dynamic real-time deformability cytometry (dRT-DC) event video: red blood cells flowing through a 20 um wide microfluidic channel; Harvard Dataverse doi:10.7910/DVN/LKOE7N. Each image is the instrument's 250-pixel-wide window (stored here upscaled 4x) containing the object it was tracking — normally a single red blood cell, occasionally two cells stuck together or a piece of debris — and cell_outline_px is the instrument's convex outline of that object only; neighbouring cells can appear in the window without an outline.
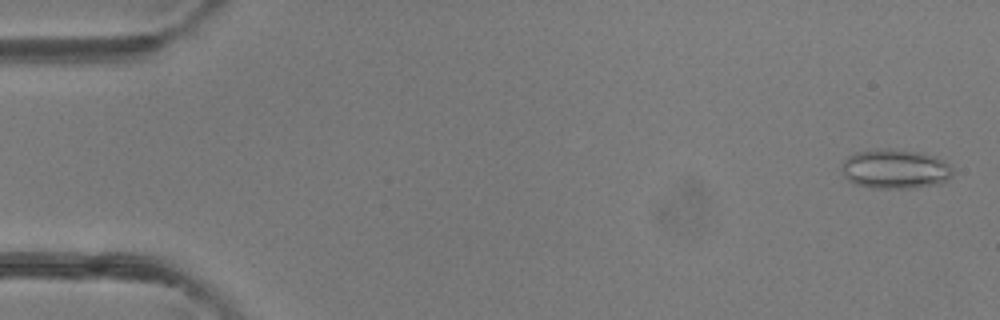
{"species": "common noctule bat (a hibernating species)", "species_latin": "Nyctalus noctula", "temperature_condition": "room temperature", "stored_images_in_passage": 48, "camera_frame_rate_fps": 3000, "um_per_image_px": 0.085, "animal": {"sex": "female"}, "frame": {"image": 1, "passage_image": 2, "time_ms": 0.333, "image_size_px": [1000, 320], "cell_outline_px": [[952, 176], [948, 180], [936, 184], [916, 188], [872, 188], [856, 184], [848, 180], [844, 176], [844, 160], [848, 156], [856, 152], [880, 148], [888, 148], [916, 152], [936, 156], [944, 160], [952, 168]], "centroid_in_image_um": [76.12, 14.36], "position_along_channel_um": 8.9, "area_um2": 25.49}}
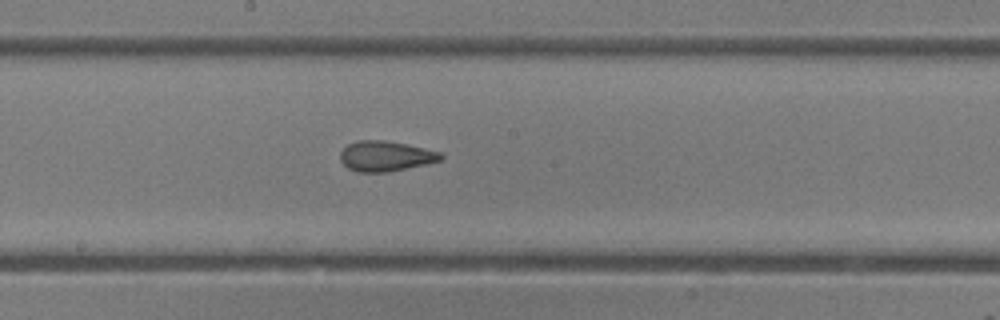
{"frame": {"image": 2, "passage_image": 26, "time_ms": 8.333, "image_size_px": [1000, 320], "cell_outline_px": [[444, 156], [440, 160], [428, 164], [388, 172], [356, 172], [348, 168], [340, 160], [340, 152], [348, 144], [356, 140], [384, 140], [424, 148], [440, 152]], "centroid_in_image_um": [32.76, 13.28], "position_along_channel_um": 215.4, "area_um2": 17.74}}
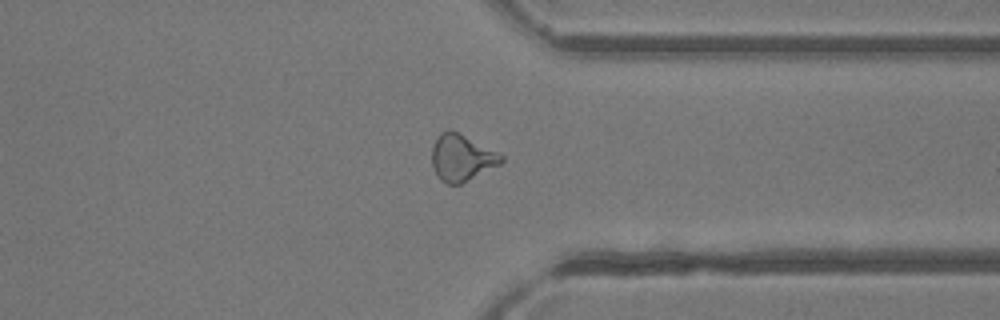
{"frame": {"image": 3, "passage_image": 37, "time_ms": 12.0, "image_size_px": [1000, 320], "cell_outline_px": [[504, 160], [500, 164], [460, 184], [448, 184], [440, 180], [432, 164], [432, 148], [440, 132], [448, 128], [452, 128], [504, 156]], "centroid_in_image_um": [39.22, 13.38], "position_along_channel_um": 372.2, "area_um2": 18.73}, "authors_computed_cell_mechanics": {"area_um2": 18.9873, "velocity_mm_per_s": 4.351, "shape_relaxation_time_tau1_ms": 8.5763, "shape_relaxation_time_tau2_ms": 2.3228, "deformation_change_tau1": 0.1719, "deformation_change_tau2": 0.0933}}